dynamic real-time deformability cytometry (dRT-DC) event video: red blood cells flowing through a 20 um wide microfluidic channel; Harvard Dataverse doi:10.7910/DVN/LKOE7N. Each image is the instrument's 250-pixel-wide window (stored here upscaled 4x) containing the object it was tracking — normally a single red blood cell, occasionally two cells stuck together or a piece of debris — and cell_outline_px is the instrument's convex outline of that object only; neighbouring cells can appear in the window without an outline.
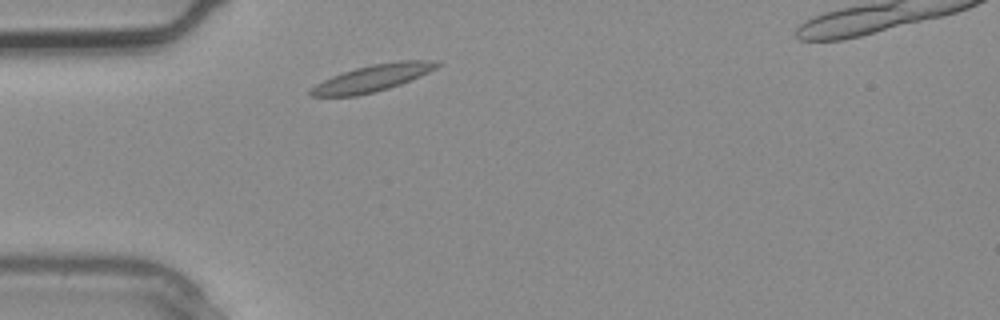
{"species": "common noctule bat (a hibernating species)", "species_latin": "Nyctalus noctula", "temperature_condition": "warm", "stored_images_in_passage": 2, "camera_frame_rate_fps": 3000, "um_per_image_px": 0.085, "animal": {"sex": "male", "body_mass_g": 20.4}, "frame": {"image": 1, "passage_image": 1, "time_ms": 0.0, "image_size_px": [1000, 320], "cell_outline_px": [[440, 64], [436, 68], [420, 76], [400, 84], [388, 88], [356, 96], [312, 96], [308, 92], [316, 84], [332, 76], [356, 68], [372, 64], [400, 60], [440, 60]], "centroid_in_image_um": [31.7, 6.62], "position_along_channel_um": 53.3, "area_um2": 19.42}}